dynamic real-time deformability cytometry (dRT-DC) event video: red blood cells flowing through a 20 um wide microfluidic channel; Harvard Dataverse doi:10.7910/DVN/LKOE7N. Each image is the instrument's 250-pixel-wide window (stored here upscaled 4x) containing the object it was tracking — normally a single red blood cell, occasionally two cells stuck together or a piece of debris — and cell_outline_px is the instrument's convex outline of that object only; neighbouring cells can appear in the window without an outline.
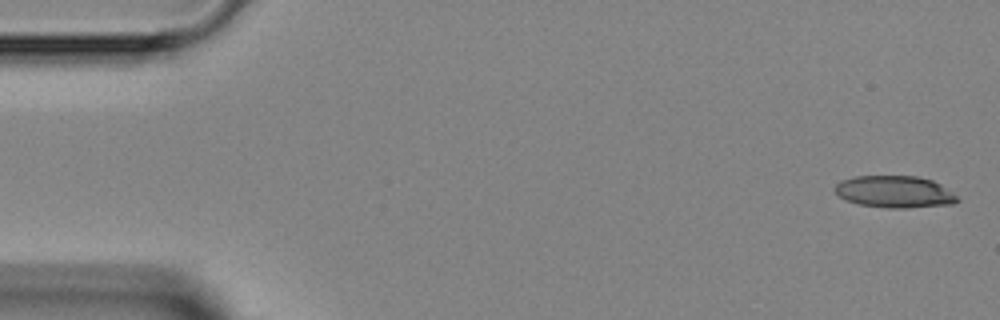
{"species": "Egyptian fruit bat (a non-hibernating species)", "species_latin": "Rousettus aegyptiacus", "temperature_condition": "room temperature", "stored_images_in_passage": 13, "camera_frame_rate_fps": 3000, "um_per_image_px": 0.085, "animal": {"sex": "female"}, "frame": {"image": 1, "passage_image": 1, "time_ms": 0.0, "image_size_px": [1000, 320], "cell_outline_px": [[960, 200], [952, 204], [908, 208], [888, 208], [860, 204], [844, 200], [832, 188], [840, 180], [856, 176], [916, 176], [932, 180], [940, 184], [952, 192]], "centroid_in_image_um": [76.02, 16.3], "position_along_channel_um": 9.0, "area_um2": 22.83}}